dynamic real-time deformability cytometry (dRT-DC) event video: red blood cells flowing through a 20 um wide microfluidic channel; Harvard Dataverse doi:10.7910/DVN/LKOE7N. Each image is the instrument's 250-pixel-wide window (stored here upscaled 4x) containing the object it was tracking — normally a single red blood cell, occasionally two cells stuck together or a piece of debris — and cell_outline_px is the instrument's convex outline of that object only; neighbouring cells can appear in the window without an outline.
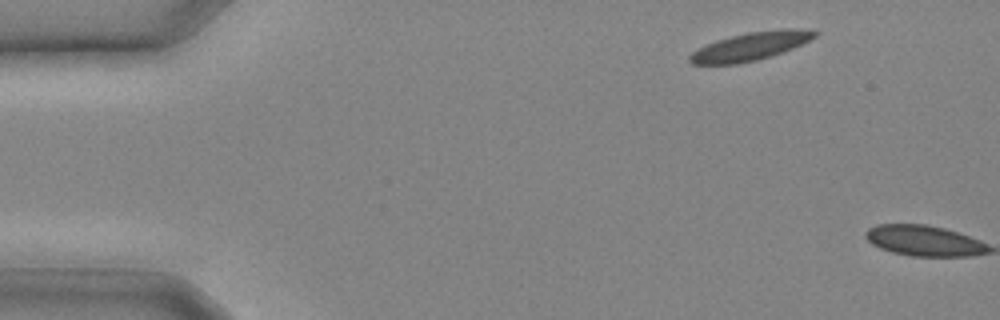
{"species": "common noctule bat (a hibernating species)", "species_latin": "Nyctalus noctula", "temperature_condition": "cold", "stored_images_in_passage": 2, "camera_frame_rate_fps": 3000, "um_per_image_px": 0.085, "animal": {"sex": "male", "body_mass_g": 20.4}, "frame": {"image": 1, "passage_image": 1, "time_ms": 0.0, "image_size_px": [1000, 320], "cell_outline_px": [[820, 32], [816, 36], [792, 48], [756, 60], [740, 64], [692, 64], [688, 60], [688, 56], [692, 52], [716, 40], [748, 32]], "centroid_in_image_um": [63.57, 4.02], "position_along_channel_um": 21.4, "area_um2": 18.96}}